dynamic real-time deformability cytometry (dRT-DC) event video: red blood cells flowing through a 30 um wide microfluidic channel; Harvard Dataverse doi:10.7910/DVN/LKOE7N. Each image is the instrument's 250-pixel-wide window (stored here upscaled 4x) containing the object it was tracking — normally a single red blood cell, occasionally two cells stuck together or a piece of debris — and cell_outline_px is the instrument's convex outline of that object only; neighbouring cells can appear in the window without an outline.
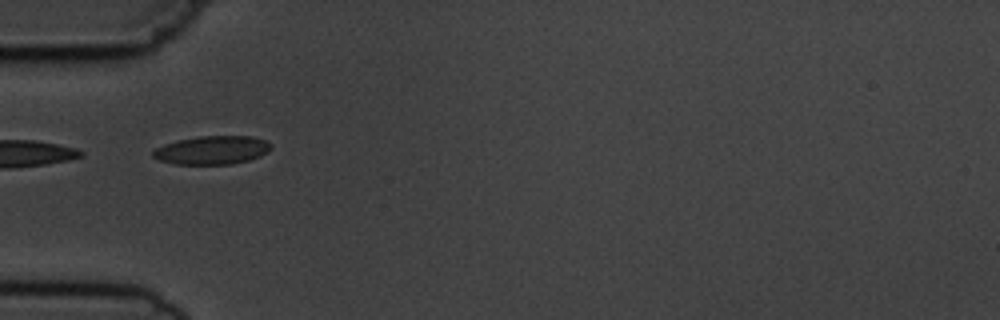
{"species": "common noctule bat (a hibernating species)", "species_latin": "Nyctalus noctula", "temperature_condition": "cold", "stored_images_in_passage": 8, "camera_frame_rate_fps": 3000, "um_per_image_px": 0.085, "animal": {"sex": "male", "body_mass_g": 19.5, "forearm_length_mm": 54.6}, "frame": {"image": 1, "passage_image": 6, "time_ms": 5.667, "image_size_px": [1000, 320], "cell_outline_px": [[272, 148], [268, 152], [260, 156], [248, 160], [232, 164], [176, 164], [160, 160], [152, 156], [152, 152], [156, 148], [164, 144], [176, 140], [200, 136], [252, 136], [264, 140], [272, 144]], "centroid_in_image_um": [18.04, 12.75], "position_along_channel_um": 67.0, "area_um2": 19.59}}
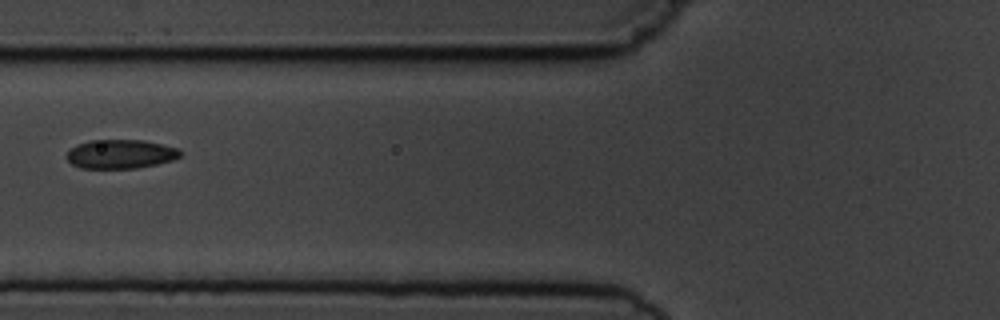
{"frame": {"image": 2, "passage_image": 7, "time_ms": 7.0, "image_size_px": [1000, 320], "cell_outline_px": [[180, 156], [172, 160], [156, 164], [136, 168], [80, 168], [72, 164], [68, 160], [68, 152], [76, 144], [88, 140], [144, 140], [180, 148]], "centroid_in_image_um": [10.25, 13.08], "position_along_channel_um": 115.5, "area_um2": 19.13}}
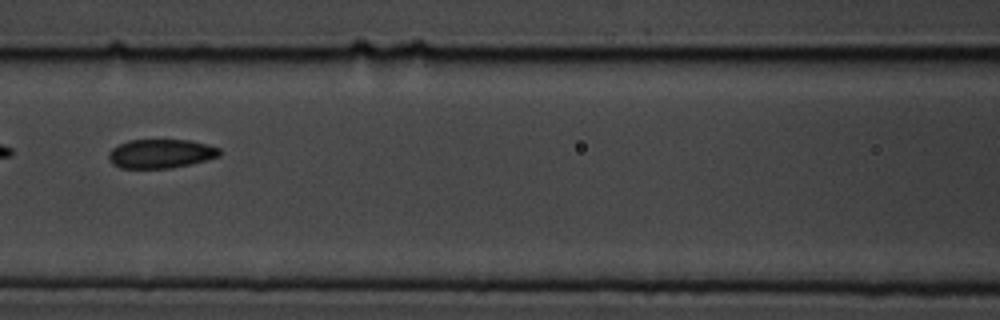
{"frame": {"image": 3, "passage_image": 8, "time_ms": 8.0, "image_size_px": [1000, 320], "cell_outline_px": [[220, 156], [172, 168], [120, 168], [112, 164], [108, 160], [108, 152], [112, 148], [128, 140], [192, 140], [208, 144], [220, 148]], "centroid_in_image_um": [13.64, 13.05], "position_along_channel_um": 153.0, "area_um2": 18.79}}